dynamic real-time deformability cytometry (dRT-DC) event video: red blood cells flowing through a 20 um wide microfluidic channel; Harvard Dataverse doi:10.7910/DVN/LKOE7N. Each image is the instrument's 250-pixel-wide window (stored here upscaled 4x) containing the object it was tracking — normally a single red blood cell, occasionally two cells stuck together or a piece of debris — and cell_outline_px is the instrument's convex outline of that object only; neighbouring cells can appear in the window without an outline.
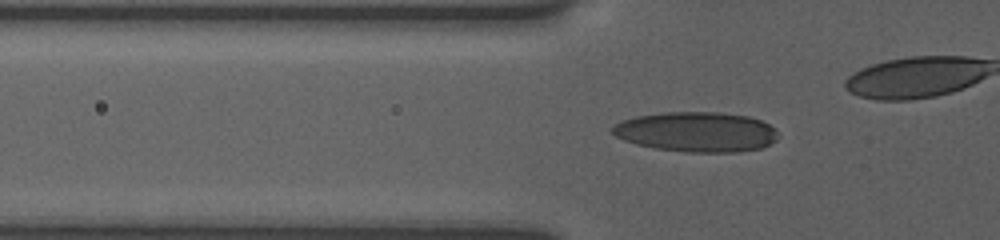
{"species": "human", "species_latin": "Homo sapiens", "temperature_condition": "room temperature", "stored_images_in_passage": 35, "camera_frame_rate_fps": 3000, "um_per_image_px": 0.085, "donor": {"sex": "female"}, "frame": {"image": 1, "passage_image": 2, "time_ms": 0.333, "image_size_px": [1000, 240], "cell_outline_px": [[776, 140], [760, 148], [740, 152], [684, 152], [656, 148], [636, 144], [624, 140], [616, 136], [612, 132], [612, 128], [616, 124], [624, 120], [636, 116], [668, 112], [716, 112], [748, 116], [760, 120], [776, 128]], "centroid_in_image_um": [59.21, 11.21], "position_along_channel_um": 66.6, "area_um2": 38.38}}
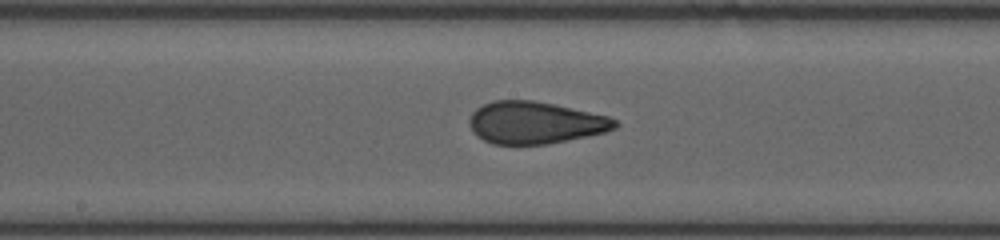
{"frame": {"image": 2, "passage_image": 19, "time_ms": 4.0, "image_size_px": [1000, 240], "cell_outline_px": [[620, 124], [616, 128], [604, 132], [548, 144], [492, 144], [476, 136], [472, 132], [468, 124], [468, 120], [472, 112], [476, 108], [492, 100], [532, 100], [552, 104], [608, 116], [616, 120]], "centroid_in_image_um": [45.43, 10.43], "position_along_channel_um": 202.8, "area_um2": 35.72}}
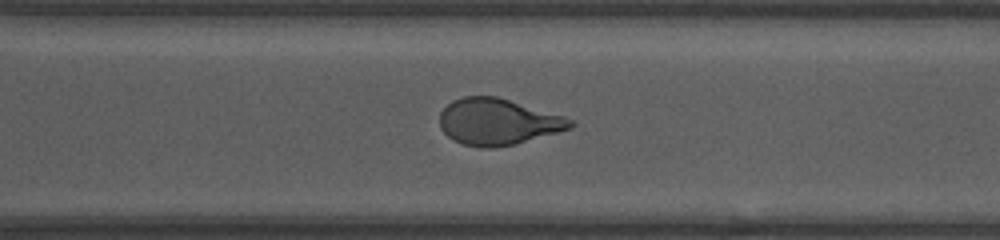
{"frame": {"image": 3, "passage_image": 34, "time_ms": 7.333, "image_size_px": [1000, 240], "cell_outline_px": [[576, 124], [572, 128], [516, 144], [492, 148], [484, 148], [460, 144], [452, 140], [440, 128], [440, 112], [452, 100], [464, 96], [496, 96], [564, 116], [572, 120]], "centroid_in_image_um": [42.3, 10.36], "position_along_channel_um": 328.3, "area_um2": 35.37}}